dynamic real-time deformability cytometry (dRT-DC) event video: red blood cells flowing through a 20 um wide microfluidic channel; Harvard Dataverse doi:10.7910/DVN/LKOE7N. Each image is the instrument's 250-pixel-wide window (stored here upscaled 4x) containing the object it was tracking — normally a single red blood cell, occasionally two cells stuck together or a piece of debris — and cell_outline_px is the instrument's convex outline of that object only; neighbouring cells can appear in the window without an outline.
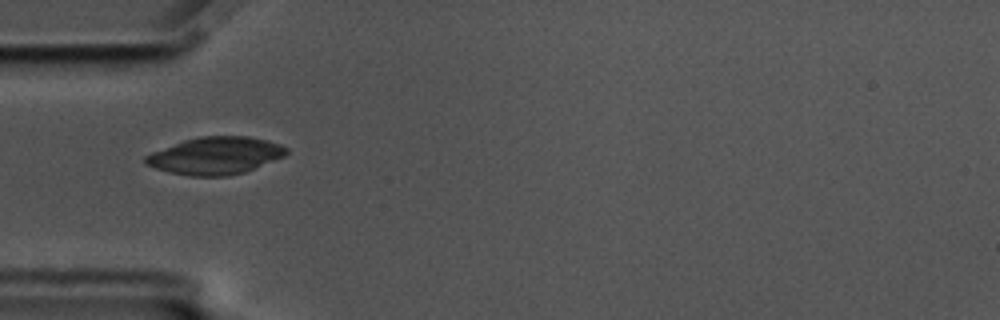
{"species": "common noctule bat (a hibernating species)", "species_latin": "Nyctalus noctula", "temperature_condition": "cold", "stored_images_in_passage": 5, "camera_frame_rate_fps": 3000, "um_per_image_px": 0.085, "animal": {"sex": "male", "body_mass_g": 17.5, "forearm_length_mm": 52.3}, "frame": {"image": 1, "passage_image": 1, "time_ms": 0.0, "image_size_px": [1000, 320], "cell_outline_px": [[288, 152], [284, 156], [244, 172], [228, 176], [188, 176], [168, 172], [144, 164], [144, 156], [152, 152], [184, 140], [200, 136], [248, 136], [268, 140], [280, 144], [288, 148]], "centroid_in_image_um": [18.3, 13.23], "position_along_channel_um": 66.7, "area_um2": 30.63}}